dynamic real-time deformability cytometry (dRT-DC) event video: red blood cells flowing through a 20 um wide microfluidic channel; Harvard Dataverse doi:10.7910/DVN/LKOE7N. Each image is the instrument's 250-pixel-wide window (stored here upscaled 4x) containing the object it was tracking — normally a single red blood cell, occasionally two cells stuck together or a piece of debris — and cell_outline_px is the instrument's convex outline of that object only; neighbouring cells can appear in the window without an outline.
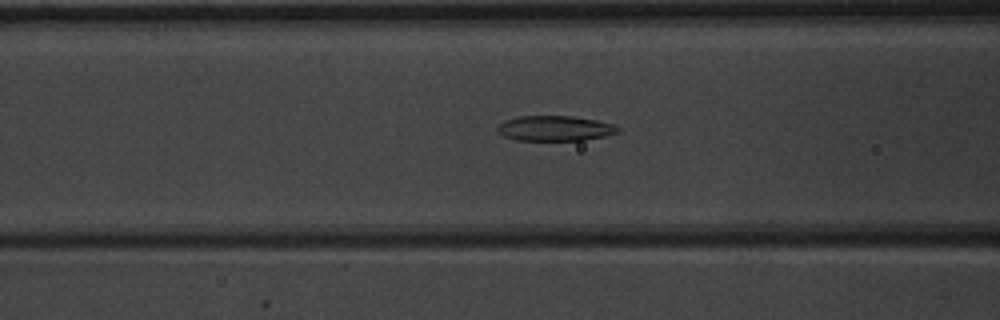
{"species": "common noctule bat (a hibernating species)", "species_latin": "Nyctalus noctula", "temperature_condition": "warm", "stored_images_in_passage": 35, "camera_frame_rate_fps": 3000, "um_per_image_px": 0.085, "animal": {"sex": "male", "body_mass_g": 20.1, "forearm_length_mm": 53.5}, "frame": {"image": 1, "passage_image": 5, "time_ms": 1.333, "image_size_px": [1000, 320], "cell_outline_px": [[620, 132], [604, 136], [584, 140], [516, 140], [504, 136], [496, 132], [496, 128], [500, 124], [508, 120], [520, 116], [572, 116], [596, 120], [612, 124], [620, 128]], "centroid_in_image_um": [47.17, 10.91], "position_along_channel_um": 119.4, "area_um2": 17.57}}
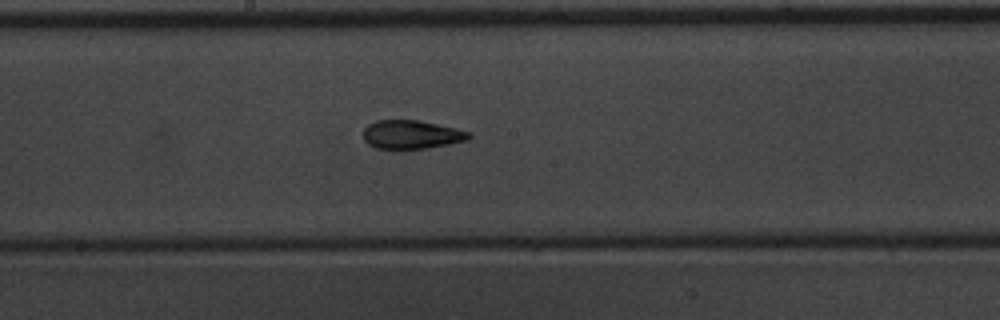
{"frame": {"image": 2, "passage_image": 12, "time_ms": 3.667, "image_size_px": [1000, 320], "cell_outline_px": [[472, 136], [468, 140], [428, 148], [376, 148], [368, 144], [364, 140], [364, 128], [368, 124], [376, 120], [420, 120], [456, 128], [472, 132]], "centroid_in_image_um": [35.0, 11.42], "position_along_channel_um": 213.2, "area_um2": 17.63}}
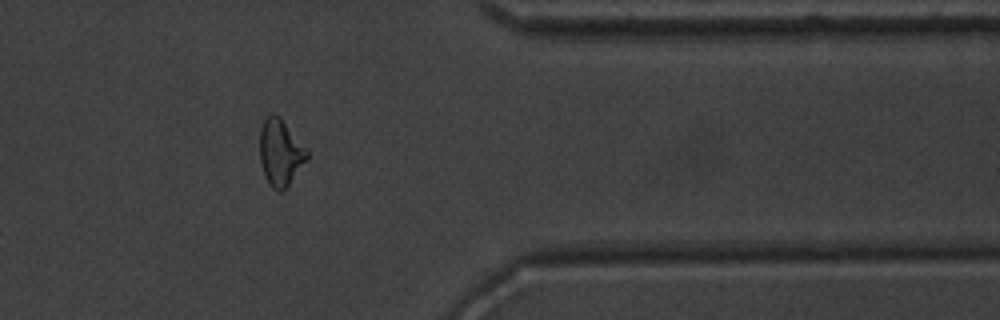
{"frame": {"image": 3, "passage_image": 26, "time_ms": 8.333, "image_size_px": [1000, 320], "cell_outline_px": [[308, 160], [288, 188], [284, 192], [276, 192], [268, 184], [264, 176], [260, 160], [260, 128], [264, 120], [272, 112], [280, 116], [308, 152]], "centroid_in_image_um": [23.83, 13.04], "position_along_channel_um": 387.6, "area_um2": 18.67}, "authors_computed_cell_mechanics": {"area_um2": 18.0336, "velocity_mm_per_s": 4.0157, "shape_relaxation_time_tau1_ms": 6.2684, "shape_relaxation_time_tau2_ms": 2.2092, "deformation_change_tau1": 0.1913, "deformation_change_tau2": 0.1129}}